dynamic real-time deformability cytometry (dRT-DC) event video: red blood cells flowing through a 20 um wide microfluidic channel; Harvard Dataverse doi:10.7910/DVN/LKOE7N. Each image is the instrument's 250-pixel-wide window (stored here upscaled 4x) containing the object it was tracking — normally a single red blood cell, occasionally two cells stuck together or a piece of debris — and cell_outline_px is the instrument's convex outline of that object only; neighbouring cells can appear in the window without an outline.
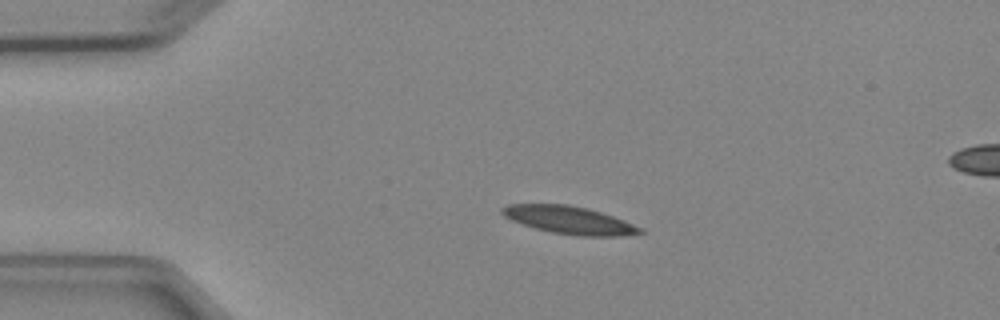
{"species": "Egyptian fruit bat (a non-hibernating species)", "species_latin": "Rousettus aegyptiacus", "temperature_condition": "cold", "stored_images_in_passage": 4, "camera_frame_rate_fps": 3000, "um_per_image_px": 0.085, "animal": {"sex": "female"}, "frame": {"image": 1, "passage_image": 2, "time_ms": 1.333, "image_size_px": [1000, 320], "cell_outline_px": [[644, 232], [620, 236], [580, 236], [552, 232], [536, 228], [512, 220], [504, 216], [500, 212], [500, 208], [508, 204], [568, 204], [588, 208], [624, 220], [644, 228]], "centroid_in_image_um": [48.4, 18.7], "position_along_channel_um": 36.6, "area_um2": 22.2}}